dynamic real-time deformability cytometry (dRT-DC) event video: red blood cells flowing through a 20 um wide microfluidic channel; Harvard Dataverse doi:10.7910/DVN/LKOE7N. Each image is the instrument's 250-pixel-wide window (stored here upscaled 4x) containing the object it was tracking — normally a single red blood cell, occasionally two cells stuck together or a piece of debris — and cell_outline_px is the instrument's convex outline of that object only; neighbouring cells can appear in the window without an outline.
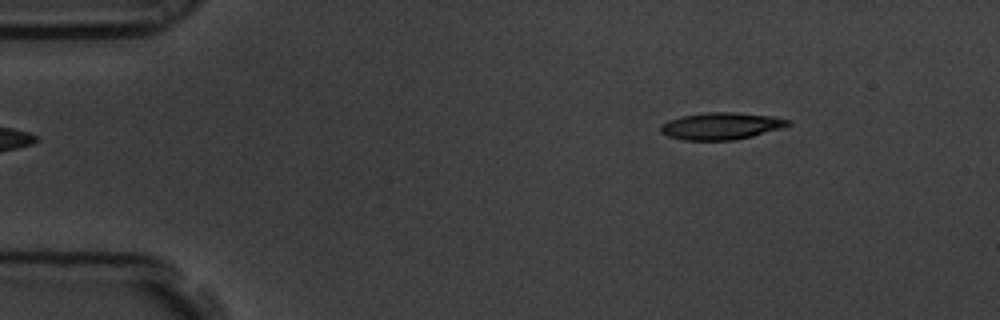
{"species": "common noctule bat (a hibernating species)", "species_latin": "Nyctalus noctula", "temperature_condition": "room temperature", "stored_images_in_passage": 2, "camera_frame_rate_fps": 3000, "um_per_image_px": 0.085, "animal": {"sex": "male", "body_mass_g": 19.5, "forearm_length_mm": 54.6}, "frame": {"image": 1, "passage_image": 2, "time_ms": 0.333, "image_size_px": [1000, 320], "cell_outline_px": [[792, 124], [784, 128], [752, 136], [732, 140], [684, 140], [668, 136], [660, 132], [660, 124], [668, 120], [680, 116], [704, 112], [736, 112], [772, 116], [792, 120]], "centroid_in_image_um": [61.31, 10.7], "position_along_channel_um": 23.7, "area_um2": 20.35}}